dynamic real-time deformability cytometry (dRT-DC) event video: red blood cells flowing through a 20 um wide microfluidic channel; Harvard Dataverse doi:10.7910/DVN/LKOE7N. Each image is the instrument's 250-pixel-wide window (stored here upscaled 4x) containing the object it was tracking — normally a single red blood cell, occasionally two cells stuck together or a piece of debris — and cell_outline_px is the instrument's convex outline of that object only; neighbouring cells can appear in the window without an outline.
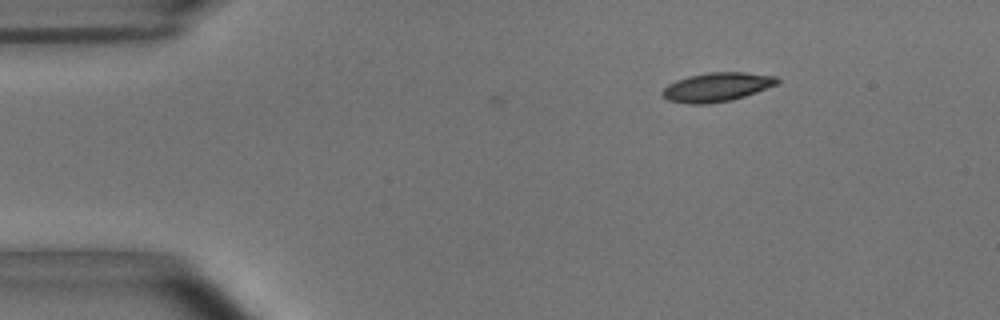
{"species": "common noctule bat (a hibernating species)", "species_latin": "Nyctalus noctula", "temperature_condition": "room temperature", "stored_images_in_passage": 2, "camera_frame_rate_fps": 3000, "um_per_image_px": 0.085, "animal": {"sex": "male", "body_mass_g": 15.6}, "frame": {"image": 1, "passage_image": 2, "time_ms": 0.333, "image_size_px": [1000, 320], "cell_outline_px": [[780, 80], [776, 84], [756, 92], [732, 100], [708, 104], [688, 104], [668, 100], [660, 92], [668, 84], [676, 80], [688, 76], [708, 72], [744, 72], [776, 76]], "centroid_in_image_um": [60.91, 7.4], "position_along_channel_um": 24.1, "area_um2": 19.36}}